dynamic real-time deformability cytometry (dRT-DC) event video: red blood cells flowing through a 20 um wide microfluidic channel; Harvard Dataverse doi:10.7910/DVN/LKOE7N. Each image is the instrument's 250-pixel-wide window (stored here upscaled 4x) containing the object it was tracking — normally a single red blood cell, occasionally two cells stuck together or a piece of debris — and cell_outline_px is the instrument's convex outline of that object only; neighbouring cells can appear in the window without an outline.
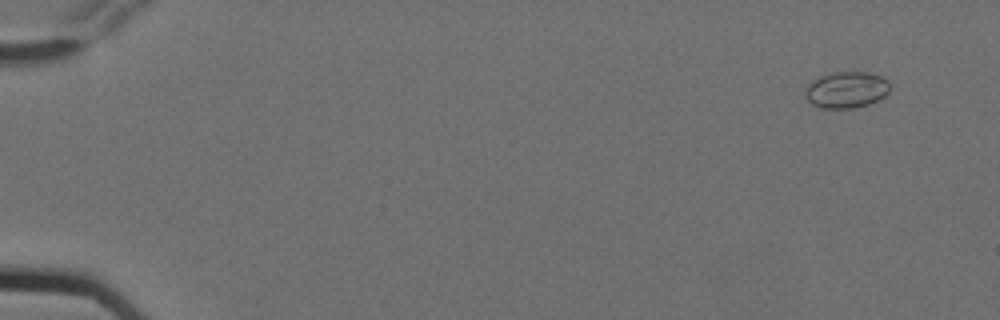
{"species": "Egyptian fruit bat (a non-hibernating species)", "species_latin": "Rousettus aegyptiacus", "temperature_condition": "cold", "stored_images_in_passage": 4, "camera_frame_rate_fps": 3000, "um_per_image_px": 0.085, "animal": {"sex": "female"}, "frame": {"image": 1, "passage_image": 1, "time_ms": 0.0, "image_size_px": [1000, 320], "cell_outline_px": [[892, 88], [880, 100], [868, 104], [852, 108], [820, 108], [812, 104], [804, 96], [804, 92], [808, 84], [812, 80], [828, 72], [868, 72], [880, 76], [888, 80]], "centroid_in_image_um": [71.94, 7.63], "position_along_channel_um": 13.1, "area_um2": 18.26}}